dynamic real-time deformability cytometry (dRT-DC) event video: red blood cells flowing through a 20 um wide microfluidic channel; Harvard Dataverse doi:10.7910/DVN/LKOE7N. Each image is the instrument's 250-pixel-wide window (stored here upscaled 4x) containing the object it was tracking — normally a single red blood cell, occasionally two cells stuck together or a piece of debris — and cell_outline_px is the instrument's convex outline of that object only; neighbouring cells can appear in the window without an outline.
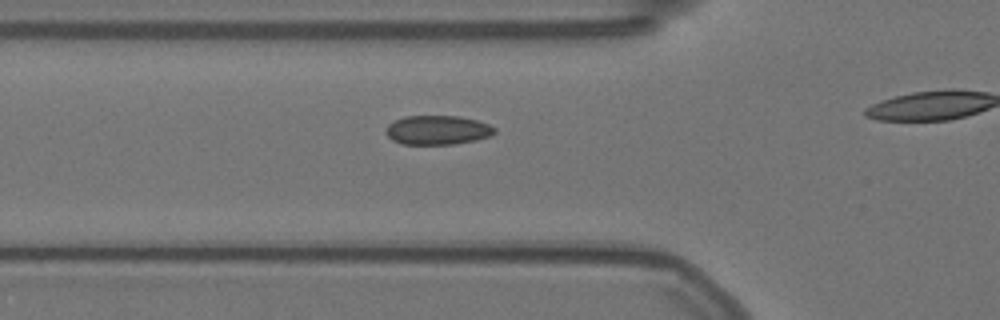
{"species": "Egyptian fruit bat (a non-hibernating species)", "species_latin": "Rousettus aegyptiacus", "temperature_condition": "warm", "stored_images_in_passage": 6, "camera_frame_rate_fps": 3000, "um_per_image_px": 0.085, "animal": {"sex": "female"}, "frame": {"image": 1, "passage_image": 2, "time_ms": 0.333, "image_size_px": [1000, 320], "cell_outline_px": [[496, 132], [488, 136], [476, 140], [452, 144], [404, 144], [392, 140], [384, 132], [388, 124], [404, 116], [460, 116], [476, 120], [488, 124], [496, 128]], "centroid_in_image_um": [37.17, 11.05], "position_along_channel_um": 88.6, "area_um2": 18.44}}